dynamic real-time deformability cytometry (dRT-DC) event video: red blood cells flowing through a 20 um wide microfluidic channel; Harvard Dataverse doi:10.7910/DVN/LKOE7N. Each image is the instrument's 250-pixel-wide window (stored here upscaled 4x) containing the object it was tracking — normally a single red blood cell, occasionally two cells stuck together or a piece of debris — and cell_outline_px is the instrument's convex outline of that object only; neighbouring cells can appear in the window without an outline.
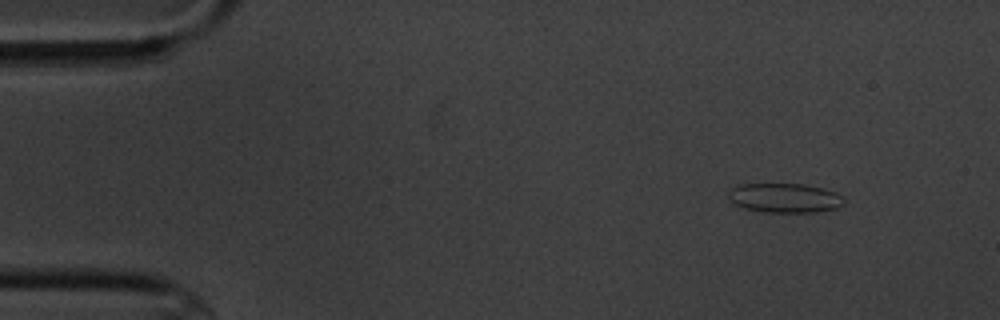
{"species": "common noctule bat (a hibernating species)", "species_latin": "Nyctalus noctula", "temperature_condition": "cold", "stored_images_in_passage": 3, "camera_frame_rate_fps": 3000, "um_per_image_px": 0.085, "animal": {"sex": "male", "body_mass_g": 20.1, "forearm_length_mm": 53.5}, "frame": {"image": 1, "passage_image": 1, "time_ms": 0.0, "image_size_px": [1000, 320], "cell_outline_px": [[844, 204], [836, 208], [816, 212], [764, 212], [744, 208], [736, 204], [728, 196], [732, 188], [740, 184], [804, 184], [824, 188], [836, 192], [844, 200]], "centroid_in_image_um": [66.73, 16.82], "position_along_channel_um": 18.3, "area_um2": 19.65}}
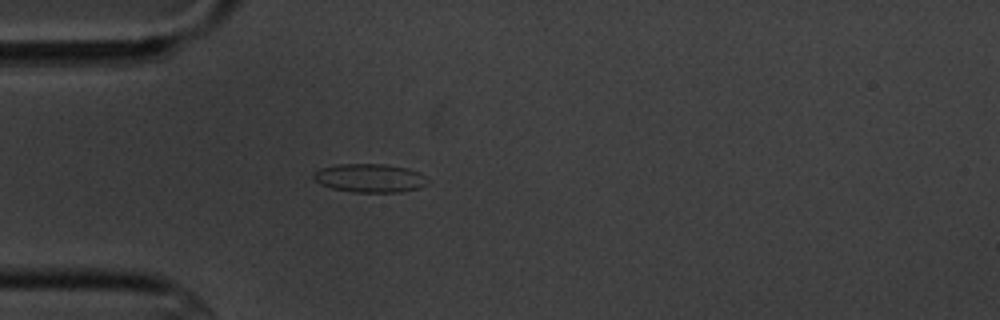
{"frame": {"image": 2, "passage_image": 3, "time_ms": 3.333, "image_size_px": [1000, 320], "cell_outline_px": [[424, 184], [420, 188], [400, 192], [352, 192], [332, 188], [320, 184], [312, 176], [320, 168], [336, 164], [384, 164], [408, 168], [416, 172], [420, 176]], "centroid_in_image_um": [31.34, 15.13], "position_along_channel_um": 53.7, "area_um2": 18.55}}